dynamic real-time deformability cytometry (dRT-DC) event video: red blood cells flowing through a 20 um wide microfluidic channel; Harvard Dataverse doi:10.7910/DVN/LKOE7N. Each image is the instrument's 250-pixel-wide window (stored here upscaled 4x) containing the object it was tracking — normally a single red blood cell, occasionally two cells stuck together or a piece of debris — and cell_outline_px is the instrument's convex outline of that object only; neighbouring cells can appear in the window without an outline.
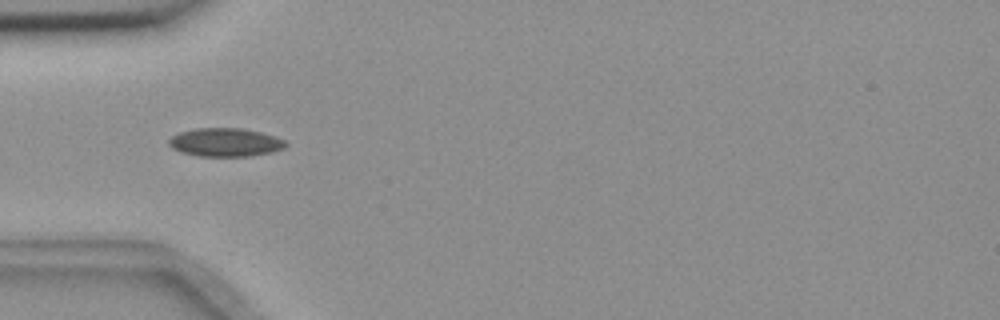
{"species": "common noctule bat (a hibernating species)", "species_latin": "Nyctalus noctula", "temperature_condition": "room temperature", "stored_images_in_passage": 3, "camera_frame_rate_fps": 3000, "um_per_image_px": 0.085, "animal": {"sex": "female", "body_mass_g": 18.4}, "frame": {"image": 1, "passage_image": 1, "time_ms": 0.0, "image_size_px": [1000, 320], "cell_outline_px": [[288, 144], [284, 148], [272, 152], [252, 156], [200, 156], [180, 152], [172, 148], [168, 144], [168, 140], [172, 136], [180, 132], [196, 128], [244, 128], [276, 136], [284, 140]], "centroid_in_image_um": [19.16, 12.1], "position_along_channel_um": 65.8, "area_um2": 19.48}}
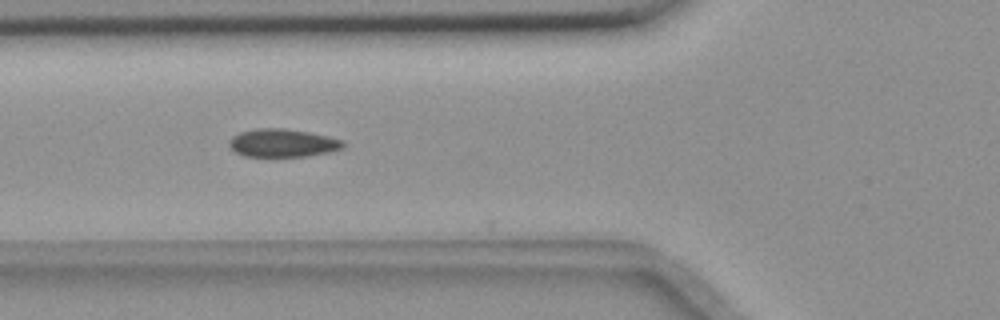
{"frame": {"image": 2, "passage_image": 2, "time_ms": 0.333, "image_size_px": [1000, 320], "cell_outline_px": [[344, 148], [328, 152], [308, 156], [244, 156], [236, 152], [228, 144], [228, 140], [232, 136], [240, 132], [256, 128], [284, 128], [308, 132], [328, 136], [344, 140]], "centroid_in_image_um": [24.02, 12.14], "position_along_channel_um": 101.8, "area_um2": 18.67}}